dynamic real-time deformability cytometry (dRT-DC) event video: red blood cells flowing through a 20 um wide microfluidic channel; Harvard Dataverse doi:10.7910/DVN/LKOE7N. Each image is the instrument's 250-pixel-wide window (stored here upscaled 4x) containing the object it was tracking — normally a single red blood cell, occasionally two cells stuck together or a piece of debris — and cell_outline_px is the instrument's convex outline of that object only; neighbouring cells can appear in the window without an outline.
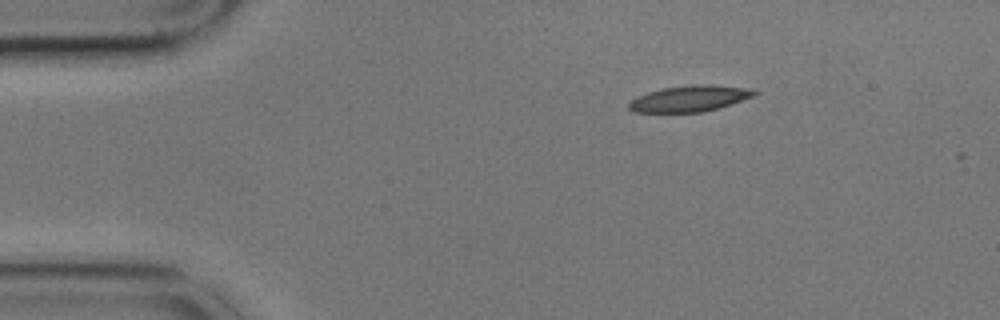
{"species": "common noctule bat (a hibernating species)", "species_latin": "Nyctalus noctula", "temperature_condition": "cold", "stored_images_in_passage": 2, "camera_frame_rate_fps": 3000, "um_per_image_px": 0.085, "animal": {"sex": "male", "body_mass_g": 17.9}, "frame": {"image": 1, "passage_image": 1, "time_ms": 0.0, "image_size_px": [1000, 320], "cell_outline_px": [[760, 92], [752, 96], [732, 104], [720, 108], [704, 112], [632, 112], [628, 108], [628, 104], [636, 96], [648, 92], [664, 88], [692, 84], [708, 84], [752, 88]], "centroid_in_image_um": [58.64, 8.37], "position_along_channel_um": 26.4, "area_um2": 19.25}}